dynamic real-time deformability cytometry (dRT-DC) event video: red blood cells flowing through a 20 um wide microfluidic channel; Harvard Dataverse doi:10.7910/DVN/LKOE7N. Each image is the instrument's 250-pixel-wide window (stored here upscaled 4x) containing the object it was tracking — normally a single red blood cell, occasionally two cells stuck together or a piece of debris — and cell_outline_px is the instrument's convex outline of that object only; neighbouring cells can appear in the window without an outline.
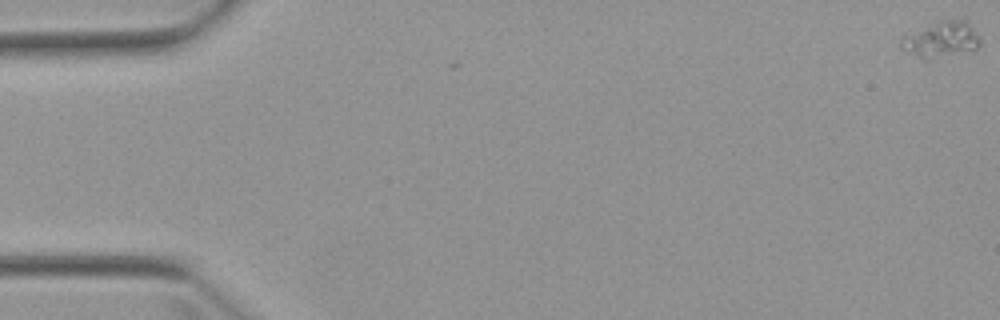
{"species": "Egyptian fruit bat (a non-hibernating species)", "species_latin": "Rousettus aegyptiacus", "temperature_condition": "warm", "stored_images_in_passage": 11, "camera_frame_rate_fps": 3000, "um_per_image_px": 0.085, "animal": {"sex": "female"}, "frame": {"image": 1, "passage_image": 1, "time_ms": 0.0, "image_size_px": [1000, 320], "cell_outline_px": [[980, 44], [976, 48], [924, 60], [900, 48], [900, 40], [904, 36], [936, 20], [964, 20], [980, 36]], "centroid_in_image_um": [79.95, 3.34], "position_along_channel_um": 5.0, "area_um2": 16.13}}
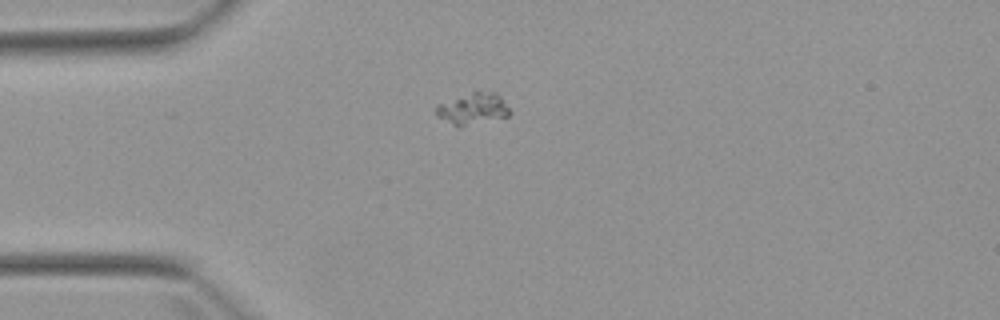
{"frame": {"image": 2, "passage_image": 5, "time_ms": 4.667, "image_size_px": [1000, 320], "cell_outline_px": [[512, 112], [508, 116], [460, 128], [436, 116], [436, 104], [476, 88], [496, 92], [500, 96]], "centroid_in_image_um": [40.18, 9.2], "position_along_channel_um": 44.8, "area_um2": 14.28}}
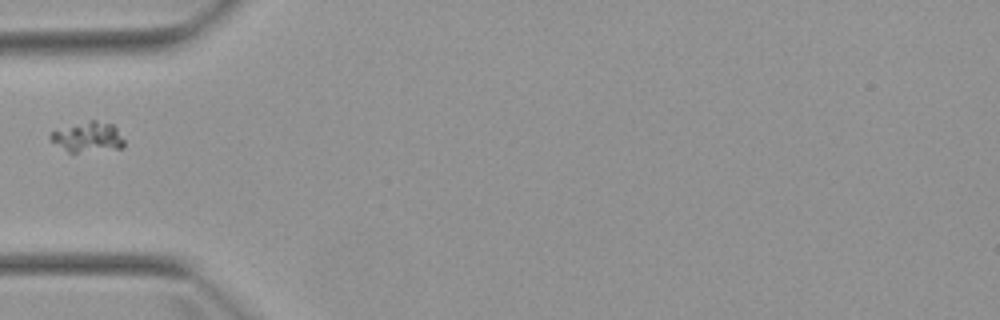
{"frame": {"image": 3, "passage_image": 6, "time_ms": 6.0, "image_size_px": [1000, 320], "cell_outline_px": [[124, 148], [76, 152], [68, 152], [52, 140], [48, 136], [52, 132], [88, 120], [96, 120], [112, 124], [116, 128], [124, 140]], "centroid_in_image_um": [7.52, 11.65], "position_along_channel_um": 77.5, "area_um2": 12.6}}